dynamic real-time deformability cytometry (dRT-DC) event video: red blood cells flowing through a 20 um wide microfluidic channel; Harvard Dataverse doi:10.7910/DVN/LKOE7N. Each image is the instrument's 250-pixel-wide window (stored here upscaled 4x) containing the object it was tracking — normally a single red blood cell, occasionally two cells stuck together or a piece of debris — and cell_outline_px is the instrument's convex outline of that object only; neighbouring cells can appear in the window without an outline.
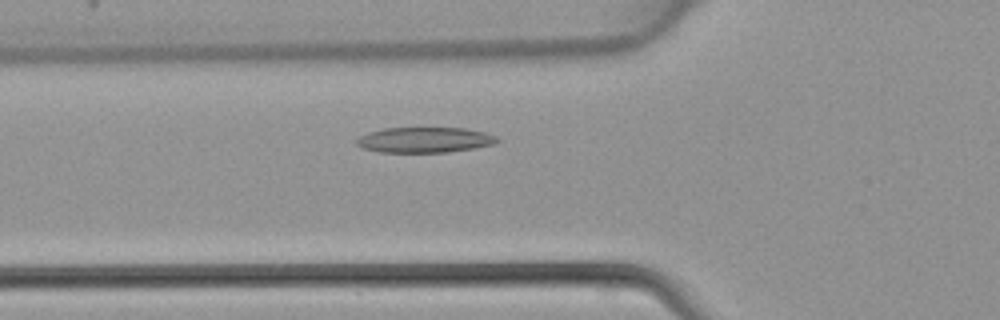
{"species": "common noctule bat (a hibernating species)", "species_latin": "Nyctalus noctula", "temperature_condition": "warm", "stored_images_in_passage": 39, "camera_frame_rate_fps": 3000, "um_per_image_px": 0.085, "animal": {"sex": "female", "body_mass_g": 22.7, "forearm_length_mm": 54.2}, "frame": {"image": 1, "passage_image": 12, "time_ms": 3.667, "image_size_px": [1000, 320], "cell_outline_px": [[500, 140], [492, 144], [472, 148], [448, 152], [380, 152], [360, 148], [356, 144], [356, 140], [360, 136], [368, 132], [384, 128], [464, 128], [484, 132], [496, 136]], "centroid_in_image_um": [36.05, 11.89], "position_along_channel_um": 89.8, "area_um2": 20.75}}
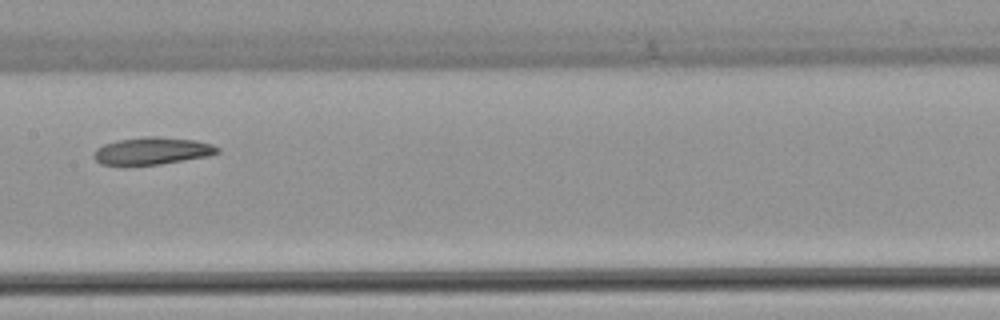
{"frame": {"image": 2, "passage_image": 19, "time_ms": 6.0, "image_size_px": [1000, 320], "cell_outline_px": [[220, 152], [208, 156], [160, 164], [124, 168], [100, 164], [92, 156], [96, 148], [104, 144], [116, 140], [144, 136], [156, 136], [196, 140], [212, 144], [220, 148]], "centroid_in_image_um": [12.86, 12.86], "position_along_channel_um": 194.5, "area_um2": 20.46}}
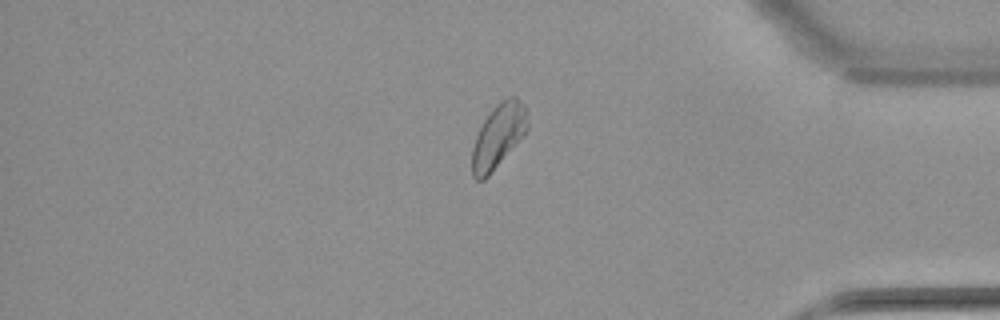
{"frame": {"image": 3, "passage_image": 34, "time_ms": 11.0, "image_size_px": [1000, 320], "cell_outline_px": [[528, 128], [488, 176], [484, 180], [476, 180], [472, 176], [472, 148], [476, 136], [484, 120], [492, 108], [500, 100], [508, 96], [516, 96], [524, 104], [528, 124]], "centroid_in_image_um": [42.33, 11.52], "position_along_channel_um": 392.9, "area_um2": 20.23}}